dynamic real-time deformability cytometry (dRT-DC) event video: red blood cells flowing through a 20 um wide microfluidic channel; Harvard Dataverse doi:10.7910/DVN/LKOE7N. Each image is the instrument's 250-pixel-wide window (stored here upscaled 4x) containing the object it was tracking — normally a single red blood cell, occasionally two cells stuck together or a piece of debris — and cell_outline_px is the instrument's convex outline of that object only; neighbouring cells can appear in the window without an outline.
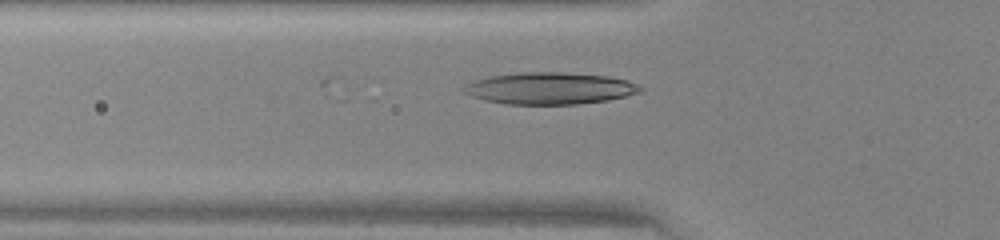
{"species": "human", "species_latin": "Homo sapiens", "temperature_condition": "warm", "stored_images_in_passage": 11, "camera_frame_rate_fps": 3000, "um_per_image_px": 0.085, "donor": {"sex": "female"}, "frame": {"image": 1, "passage_image": 11, "time_ms": 3.333, "image_size_px": [1000, 240], "cell_outline_px": [[644, 88], [640, 92], [608, 100], [580, 104], [504, 104], [484, 100], [472, 96], [464, 92], [460, 88], [476, 80], [488, 76], [520, 72], [560, 72], [608, 76], [624, 80], [636, 84]], "centroid_in_image_um": [46.7, 7.51], "position_along_channel_um": 79.1, "area_um2": 32.66}}